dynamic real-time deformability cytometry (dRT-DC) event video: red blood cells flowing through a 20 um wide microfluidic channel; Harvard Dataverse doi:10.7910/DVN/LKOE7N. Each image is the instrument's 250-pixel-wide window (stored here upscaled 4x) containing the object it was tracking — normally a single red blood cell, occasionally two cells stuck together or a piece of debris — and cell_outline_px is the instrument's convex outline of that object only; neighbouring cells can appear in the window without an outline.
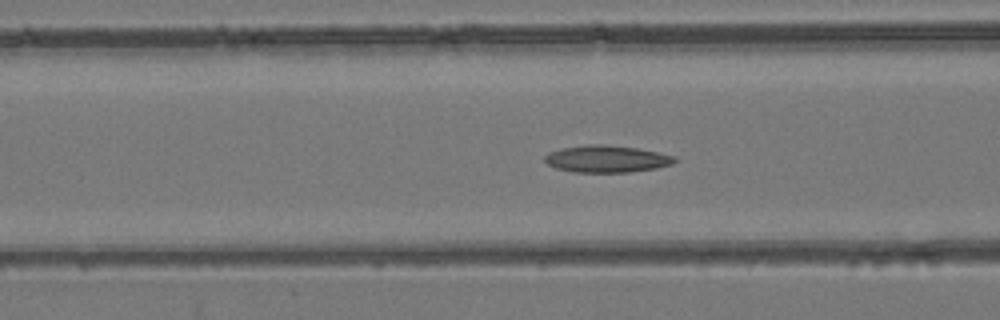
{"species": "common noctule bat (a hibernating species)", "species_latin": "Nyctalus noctula", "temperature_condition": "room temperature", "stored_images_in_passage": 54, "camera_frame_rate_fps": 3000, "um_per_image_px": 0.085, "animal": {"sex": "female", "body_mass_g": 24.6, "forearm_length_mm": 56.2}, "frame": {"image": 1, "passage_image": 22, "time_ms": 7.0, "image_size_px": [1000, 320], "cell_outline_px": [[676, 160], [672, 164], [656, 168], [628, 172], [572, 172], [556, 168], [548, 164], [544, 160], [544, 156], [548, 152], [560, 148], [588, 144], [600, 144], [636, 148], [676, 156]], "centroid_in_image_um": [51.52, 13.5], "position_along_channel_um": 115.1, "area_um2": 20.4}}
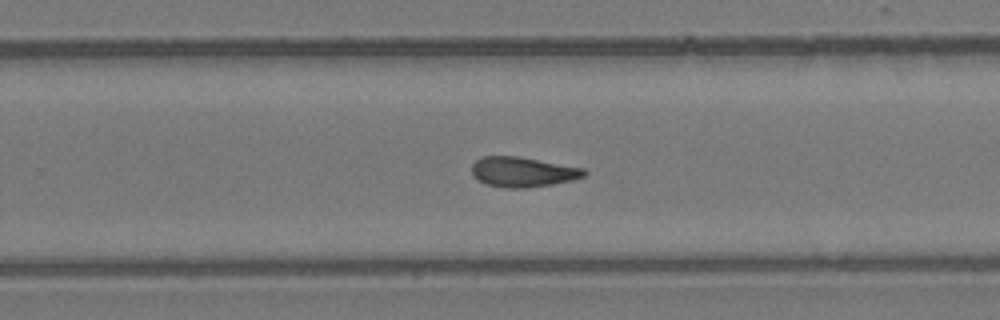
{"frame": {"image": 2, "passage_image": 35, "time_ms": 11.333, "image_size_px": [1000, 320], "cell_outline_px": [[588, 172], [584, 176], [572, 180], [552, 184], [524, 188], [508, 188], [488, 184], [472, 176], [472, 164], [480, 156], [520, 156], [584, 168]], "centroid_in_image_um": [44.44, 14.6], "position_along_channel_um": 285.4, "area_um2": 19.65}}
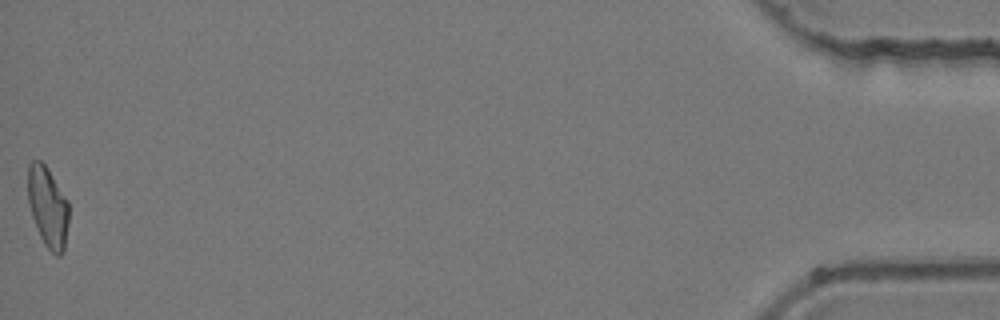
{"frame": {"image": 3, "passage_image": 54, "time_ms": 17.667, "image_size_px": [1000, 320], "cell_outline_px": [[68, 224], [64, 252], [60, 256], [56, 256], [44, 244], [40, 236], [32, 216], [28, 200], [28, 164], [32, 160], [40, 160], [48, 168], [68, 200]], "centroid_in_image_um": [4.07, 17.59], "position_along_channel_um": 431.1, "area_um2": 19.31}, "authors_computed_cell_mechanics": {"area_um2": 19.9121, "velocity_mm_per_s": 3.9342, "shape_relaxation_time_tau1_ms": null, "shape_relaxation_time_tau2_ms": 10.0699, "deformation_change_tau1": null, "deformation_change_tau2": 0.2205}}